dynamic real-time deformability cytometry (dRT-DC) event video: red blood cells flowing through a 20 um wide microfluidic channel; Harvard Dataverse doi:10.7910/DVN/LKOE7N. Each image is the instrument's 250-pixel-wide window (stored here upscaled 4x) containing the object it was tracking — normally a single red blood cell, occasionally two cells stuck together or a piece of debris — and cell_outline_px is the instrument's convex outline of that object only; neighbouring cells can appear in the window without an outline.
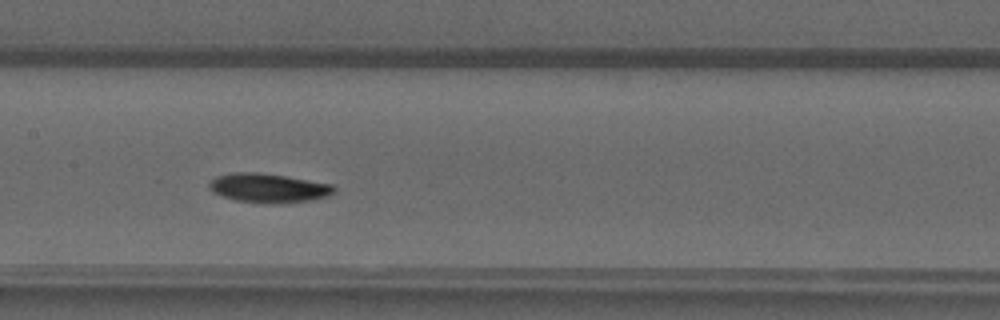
{"species": "common noctule bat (a hibernating species)", "species_latin": "Nyctalus noctula", "temperature_condition": "warm", "stored_images_in_passage": 43, "camera_frame_rate_fps": 3000, "um_per_image_px": 0.085, "animal": {"sex": "male", "forearm_length_mm": 52.5}, "frame": {"image": 1, "passage_image": 19, "time_ms": 6.0, "image_size_px": [1000, 320], "cell_outline_px": [[336, 192], [328, 196], [312, 200], [284, 204], [264, 204], [236, 200], [212, 192], [208, 188], [208, 184], [216, 176], [232, 172], [256, 172], [284, 176], [332, 184], [336, 188]], "centroid_in_image_um": [22.83, 15.99], "position_along_channel_um": 184.6, "area_um2": 21.44}}
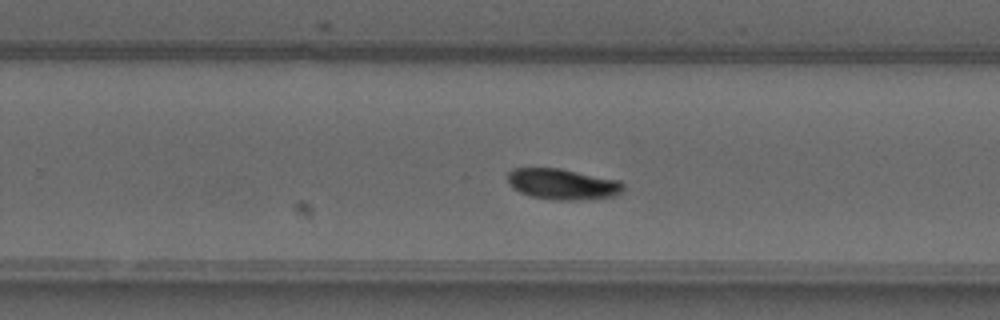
{"frame": {"image": 2, "passage_image": 26, "time_ms": 8.333, "image_size_px": [1000, 320], "cell_outline_px": [[624, 192], [616, 196], [580, 200], [552, 200], [532, 196], [520, 192], [512, 188], [508, 180], [508, 172], [512, 168], [560, 168], [620, 180], [624, 184]], "centroid_in_image_um": [47.86, 15.65], "position_along_channel_um": 281.9, "area_um2": 21.04}}
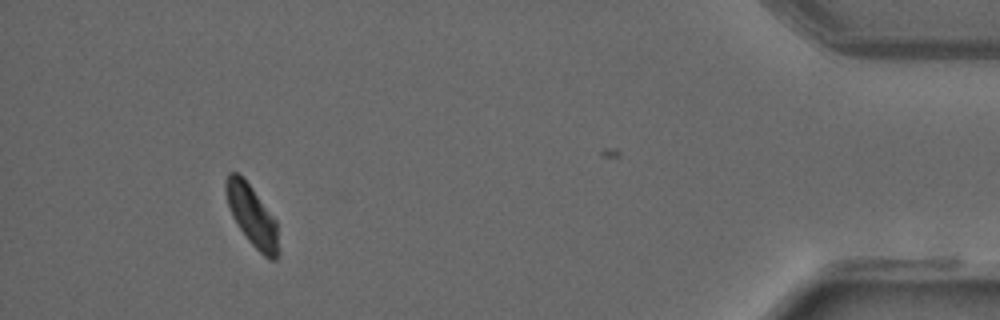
{"frame": {"image": 3, "passage_image": 40, "time_ms": 13.0, "image_size_px": [1000, 320], "cell_outline_px": [[276, 260], [268, 260], [248, 240], [232, 216], [224, 192], [224, 180], [228, 172], [236, 172], [252, 188], [276, 220]], "centroid_in_image_um": [21.36, 18.28], "position_along_channel_um": 413.8, "area_um2": 18.09}}